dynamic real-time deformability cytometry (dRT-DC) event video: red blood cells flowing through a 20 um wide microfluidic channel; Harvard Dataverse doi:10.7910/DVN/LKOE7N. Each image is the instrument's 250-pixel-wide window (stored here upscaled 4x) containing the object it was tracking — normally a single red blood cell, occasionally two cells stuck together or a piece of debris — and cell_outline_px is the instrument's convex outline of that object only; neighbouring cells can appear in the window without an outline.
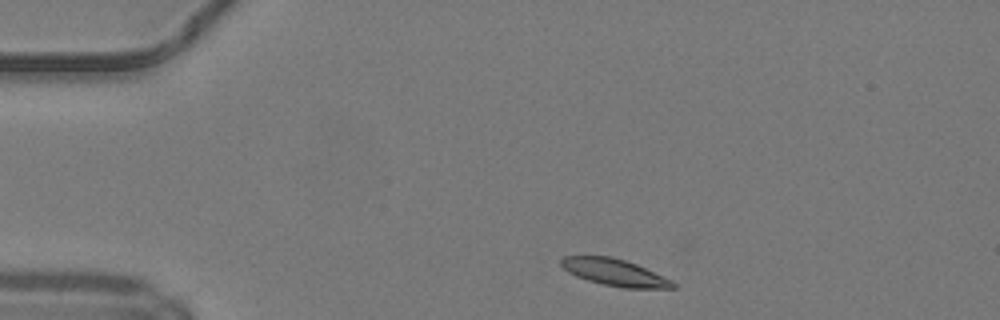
{"species": "common noctule bat (a hibernating species)", "species_latin": "Nyctalus noctula", "temperature_condition": "warm", "stored_images_in_passage": 41, "camera_frame_rate_fps": 3000, "um_per_image_px": 0.085, "animal": {"sex": "male", "body_mass_g": 19.2, "forearm_length_mm": 51.8}, "frame": {"image": 1, "passage_image": 2, "time_ms": 0.333, "image_size_px": [1000, 320], "cell_outline_px": [[676, 288], [624, 288], [604, 284], [588, 280], [576, 276], [568, 272], [560, 264], [560, 260], [564, 256], [612, 256], [636, 264], [672, 280], [676, 284]], "centroid_in_image_um": [52.24, 23.15], "position_along_channel_um": 32.8, "area_um2": 17.34}}
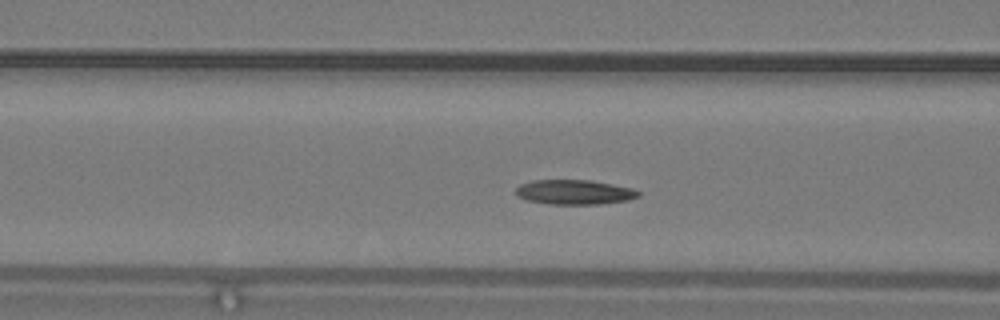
{"frame": {"image": 2, "passage_image": 12, "time_ms": 3.667, "image_size_px": [1000, 320], "cell_outline_px": [[640, 196], [628, 200], [600, 204], [552, 204], [524, 200], [516, 196], [516, 188], [520, 184], [532, 180], [592, 180], [632, 188], [640, 192]], "centroid_in_image_um": [48.8, 16.33], "position_along_channel_um": 117.8, "area_um2": 17.74}}
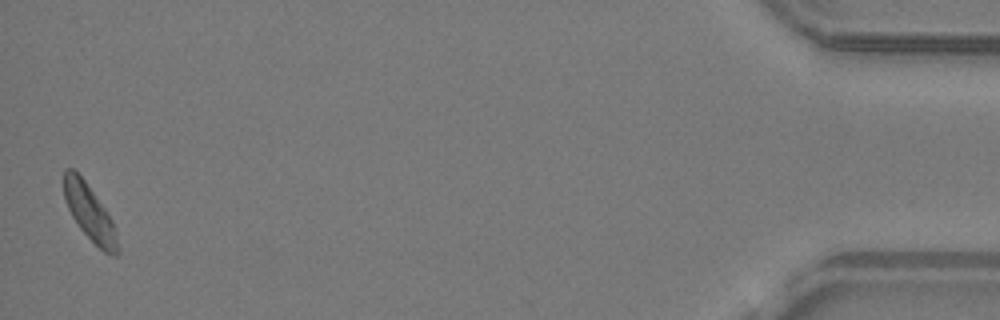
{"frame": {"image": 3, "passage_image": 41, "time_ms": 13.333, "image_size_px": [1000, 320], "cell_outline_px": [[120, 252], [116, 256], [112, 256], [104, 252], [80, 228], [72, 216], [68, 208], [64, 196], [64, 168], [72, 168], [84, 180], [108, 212], [112, 220], [120, 248]], "centroid_in_image_um": [7.64, 18.1], "position_along_channel_um": 427.6, "area_um2": 17.28}, "authors_computed_cell_mechanics": {"area_um2": 17.5134, "velocity_mm_per_s": 4.165, "shape_relaxation_time_tau1_ms": 4.7045, "shape_relaxation_time_tau2_ms": null, "deformation_change_tau1": 0.1394, "deformation_change_tau2": null}}